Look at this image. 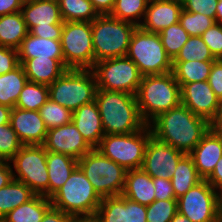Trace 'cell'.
<instances>
[{
	"label": "cell",
	"mask_w": 222,
	"mask_h": 222,
	"mask_svg": "<svg viewBox=\"0 0 222 222\" xmlns=\"http://www.w3.org/2000/svg\"><path fill=\"white\" fill-rule=\"evenodd\" d=\"M152 135L179 151L189 154L210 129V123L180 103L159 114L149 124Z\"/></svg>",
	"instance_id": "1"
},
{
	"label": "cell",
	"mask_w": 222,
	"mask_h": 222,
	"mask_svg": "<svg viewBox=\"0 0 222 222\" xmlns=\"http://www.w3.org/2000/svg\"><path fill=\"white\" fill-rule=\"evenodd\" d=\"M95 102L105 135L135 133L146 125L140 116L136 95L97 89Z\"/></svg>",
	"instance_id": "2"
},
{
	"label": "cell",
	"mask_w": 222,
	"mask_h": 222,
	"mask_svg": "<svg viewBox=\"0 0 222 222\" xmlns=\"http://www.w3.org/2000/svg\"><path fill=\"white\" fill-rule=\"evenodd\" d=\"M136 100L142 120L149 124L159 114L181 103L180 85L173 72L142 76Z\"/></svg>",
	"instance_id": "3"
},
{
	"label": "cell",
	"mask_w": 222,
	"mask_h": 222,
	"mask_svg": "<svg viewBox=\"0 0 222 222\" xmlns=\"http://www.w3.org/2000/svg\"><path fill=\"white\" fill-rule=\"evenodd\" d=\"M137 26L109 14L99 15L91 22L95 63L127 55L130 40Z\"/></svg>",
	"instance_id": "4"
},
{
	"label": "cell",
	"mask_w": 222,
	"mask_h": 222,
	"mask_svg": "<svg viewBox=\"0 0 222 222\" xmlns=\"http://www.w3.org/2000/svg\"><path fill=\"white\" fill-rule=\"evenodd\" d=\"M48 88L49 98L71 112L95 101L98 89L92 69H67Z\"/></svg>",
	"instance_id": "5"
},
{
	"label": "cell",
	"mask_w": 222,
	"mask_h": 222,
	"mask_svg": "<svg viewBox=\"0 0 222 222\" xmlns=\"http://www.w3.org/2000/svg\"><path fill=\"white\" fill-rule=\"evenodd\" d=\"M50 201L52 207L73 217L96 213L102 198L77 166L68 180L50 198Z\"/></svg>",
	"instance_id": "6"
},
{
	"label": "cell",
	"mask_w": 222,
	"mask_h": 222,
	"mask_svg": "<svg viewBox=\"0 0 222 222\" xmlns=\"http://www.w3.org/2000/svg\"><path fill=\"white\" fill-rule=\"evenodd\" d=\"M78 166L101 198L122 195L127 170L96 148L80 158Z\"/></svg>",
	"instance_id": "7"
},
{
	"label": "cell",
	"mask_w": 222,
	"mask_h": 222,
	"mask_svg": "<svg viewBox=\"0 0 222 222\" xmlns=\"http://www.w3.org/2000/svg\"><path fill=\"white\" fill-rule=\"evenodd\" d=\"M138 67L142 76L172 72L173 61L167 55L159 33H150L137 27L132 34L126 55Z\"/></svg>",
	"instance_id": "8"
},
{
	"label": "cell",
	"mask_w": 222,
	"mask_h": 222,
	"mask_svg": "<svg viewBox=\"0 0 222 222\" xmlns=\"http://www.w3.org/2000/svg\"><path fill=\"white\" fill-rule=\"evenodd\" d=\"M151 136V129L146 124L135 133L104 135L96 149L126 170H133L142 167L145 149Z\"/></svg>",
	"instance_id": "9"
},
{
	"label": "cell",
	"mask_w": 222,
	"mask_h": 222,
	"mask_svg": "<svg viewBox=\"0 0 222 222\" xmlns=\"http://www.w3.org/2000/svg\"><path fill=\"white\" fill-rule=\"evenodd\" d=\"M47 151L43 145H23L10 160L13 178L23 182L36 195L49 198Z\"/></svg>",
	"instance_id": "10"
},
{
	"label": "cell",
	"mask_w": 222,
	"mask_h": 222,
	"mask_svg": "<svg viewBox=\"0 0 222 222\" xmlns=\"http://www.w3.org/2000/svg\"><path fill=\"white\" fill-rule=\"evenodd\" d=\"M97 88L136 95L142 75L127 56L98 61L92 68Z\"/></svg>",
	"instance_id": "11"
},
{
	"label": "cell",
	"mask_w": 222,
	"mask_h": 222,
	"mask_svg": "<svg viewBox=\"0 0 222 222\" xmlns=\"http://www.w3.org/2000/svg\"><path fill=\"white\" fill-rule=\"evenodd\" d=\"M61 47L68 69H92L95 55L91 22H64Z\"/></svg>",
	"instance_id": "12"
},
{
	"label": "cell",
	"mask_w": 222,
	"mask_h": 222,
	"mask_svg": "<svg viewBox=\"0 0 222 222\" xmlns=\"http://www.w3.org/2000/svg\"><path fill=\"white\" fill-rule=\"evenodd\" d=\"M222 196L203 180L177 199L178 212L191 222H217Z\"/></svg>",
	"instance_id": "13"
},
{
	"label": "cell",
	"mask_w": 222,
	"mask_h": 222,
	"mask_svg": "<svg viewBox=\"0 0 222 222\" xmlns=\"http://www.w3.org/2000/svg\"><path fill=\"white\" fill-rule=\"evenodd\" d=\"M184 152L164 143L153 135L145 149L142 169L152 178L171 179Z\"/></svg>",
	"instance_id": "14"
},
{
	"label": "cell",
	"mask_w": 222,
	"mask_h": 222,
	"mask_svg": "<svg viewBox=\"0 0 222 222\" xmlns=\"http://www.w3.org/2000/svg\"><path fill=\"white\" fill-rule=\"evenodd\" d=\"M43 146L46 151L65 154L76 160L92 149L72 121L63 126L48 129Z\"/></svg>",
	"instance_id": "15"
},
{
	"label": "cell",
	"mask_w": 222,
	"mask_h": 222,
	"mask_svg": "<svg viewBox=\"0 0 222 222\" xmlns=\"http://www.w3.org/2000/svg\"><path fill=\"white\" fill-rule=\"evenodd\" d=\"M181 103L196 116L209 123L216 116L220 100L215 96L208 81L183 84L180 87Z\"/></svg>",
	"instance_id": "16"
},
{
	"label": "cell",
	"mask_w": 222,
	"mask_h": 222,
	"mask_svg": "<svg viewBox=\"0 0 222 222\" xmlns=\"http://www.w3.org/2000/svg\"><path fill=\"white\" fill-rule=\"evenodd\" d=\"M10 125L23 145H43L48 132L39 111L14 107Z\"/></svg>",
	"instance_id": "17"
},
{
	"label": "cell",
	"mask_w": 222,
	"mask_h": 222,
	"mask_svg": "<svg viewBox=\"0 0 222 222\" xmlns=\"http://www.w3.org/2000/svg\"><path fill=\"white\" fill-rule=\"evenodd\" d=\"M182 9L181 0H150L139 27L146 32L160 33L179 22Z\"/></svg>",
	"instance_id": "18"
},
{
	"label": "cell",
	"mask_w": 222,
	"mask_h": 222,
	"mask_svg": "<svg viewBox=\"0 0 222 222\" xmlns=\"http://www.w3.org/2000/svg\"><path fill=\"white\" fill-rule=\"evenodd\" d=\"M189 155L200 176L206 180L222 157V136L209 129Z\"/></svg>",
	"instance_id": "19"
},
{
	"label": "cell",
	"mask_w": 222,
	"mask_h": 222,
	"mask_svg": "<svg viewBox=\"0 0 222 222\" xmlns=\"http://www.w3.org/2000/svg\"><path fill=\"white\" fill-rule=\"evenodd\" d=\"M21 12L28 31L32 28L50 27V24H64L56 0H34L23 3Z\"/></svg>",
	"instance_id": "20"
},
{
	"label": "cell",
	"mask_w": 222,
	"mask_h": 222,
	"mask_svg": "<svg viewBox=\"0 0 222 222\" xmlns=\"http://www.w3.org/2000/svg\"><path fill=\"white\" fill-rule=\"evenodd\" d=\"M72 122L92 148H96L100 144L105 134L95 101L84 104L72 112Z\"/></svg>",
	"instance_id": "21"
},
{
	"label": "cell",
	"mask_w": 222,
	"mask_h": 222,
	"mask_svg": "<svg viewBox=\"0 0 222 222\" xmlns=\"http://www.w3.org/2000/svg\"><path fill=\"white\" fill-rule=\"evenodd\" d=\"M122 196L142 205H150L155 201L153 178L142 168L127 170Z\"/></svg>",
	"instance_id": "22"
},
{
	"label": "cell",
	"mask_w": 222,
	"mask_h": 222,
	"mask_svg": "<svg viewBox=\"0 0 222 222\" xmlns=\"http://www.w3.org/2000/svg\"><path fill=\"white\" fill-rule=\"evenodd\" d=\"M17 51L20 64H23L27 59L36 57L64 59L61 40L40 38L30 32L23 39Z\"/></svg>",
	"instance_id": "23"
},
{
	"label": "cell",
	"mask_w": 222,
	"mask_h": 222,
	"mask_svg": "<svg viewBox=\"0 0 222 222\" xmlns=\"http://www.w3.org/2000/svg\"><path fill=\"white\" fill-rule=\"evenodd\" d=\"M28 81L49 86L68 68L64 59L32 58L22 64Z\"/></svg>",
	"instance_id": "24"
},
{
	"label": "cell",
	"mask_w": 222,
	"mask_h": 222,
	"mask_svg": "<svg viewBox=\"0 0 222 222\" xmlns=\"http://www.w3.org/2000/svg\"><path fill=\"white\" fill-rule=\"evenodd\" d=\"M46 163L49 177V198H51L78 166V160L65 154L47 151Z\"/></svg>",
	"instance_id": "25"
},
{
	"label": "cell",
	"mask_w": 222,
	"mask_h": 222,
	"mask_svg": "<svg viewBox=\"0 0 222 222\" xmlns=\"http://www.w3.org/2000/svg\"><path fill=\"white\" fill-rule=\"evenodd\" d=\"M52 207L50 198L35 195L31 200L8 212L2 222H41Z\"/></svg>",
	"instance_id": "26"
},
{
	"label": "cell",
	"mask_w": 222,
	"mask_h": 222,
	"mask_svg": "<svg viewBox=\"0 0 222 222\" xmlns=\"http://www.w3.org/2000/svg\"><path fill=\"white\" fill-rule=\"evenodd\" d=\"M28 33L21 11L0 16V46L18 49Z\"/></svg>",
	"instance_id": "27"
},
{
	"label": "cell",
	"mask_w": 222,
	"mask_h": 222,
	"mask_svg": "<svg viewBox=\"0 0 222 222\" xmlns=\"http://www.w3.org/2000/svg\"><path fill=\"white\" fill-rule=\"evenodd\" d=\"M27 81L22 64L0 75V104L13 109Z\"/></svg>",
	"instance_id": "28"
},
{
	"label": "cell",
	"mask_w": 222,
	"mask_h": 222,
	"mask_svg": "<svg viewBox=\"0 0 222 222\" xmlns=\"http://www.w3.org/2000/svg\"><path fill=\"white\" fill-rule=\"evenodd\" d=\"M203 180L189 154H185L179 160L175 172L170 179L176 199Z\"/></svg>",
	"instance_id": "29"
},
{
	"label": "cell",
	"mask_w": 222,
	"mask_h": 222,
	"mask_svg": "<svg viewBox=\"0 0 222 222\" xmlns=\"http://www.w3.org/2000/svg\"><path fill=\"white\" fill-rule=\"evenodd\" d=\"M36 194L23 182L13 179L8 185L0 188V220L4 216L31 200Z\"/></svg>",
	"instance_id": "30"
},
{
	"label": "cell",
	"mask_w": 222,
	"mask_h": 222,
	"mask_svg": "<svg viewBox=\"0 0 222 222\" xmlns=\"http://www.w3.org/2000/svg\"><path fill=\"white\" fill-rule=\"evenodd\" d=\"M214 61H173L172 72L180 87L183 84L208 81Z\"/></svg>",
	"instance_id": "31"
},
{
	"label": "cell",
	"mask_w": 222,
	"mask_h": 222,
	"mask_svg": "<svg viewBox=\"0 0 222 222\" xmlns=\"http://www.w3.org/2000/svg\"><path fill=\"white\" fill-rule=\"evenodd\" d=\"M64 22H92L99 16L90 0H58Z\"/></svg>",
	"instance_id": "32"
},
{
	"label": "cell",
	"mask_w": 222,
	"mask_h": 222,
	"mask_svg": "<svg viewBox=\"0 0 222 222\" xmlns=\"http://www.w3.org/2000/svg\"><path fill=\"white\" fill-rule=\"evenodd\" d=\"M150 0H115L110 16L139 27Z\"/></svg>",
	"instance_id": "33"
},
{
	"label": "cell",
	"mask_w": 222,
	"mask_h": 222,
	"mask_svg": "<svg viewBox=\"0 0 222 222\" xmlns=\"http://www.w3.org/2000/svg\"><path fill=\"white\" fill-rule=\"evenodd\" d=\"M49 99V88L47 85L27 81L20 92L15 107L23 110L39 111Z\"/></svg>",
	"instance_id": "34"
},
{
	"label": "cell",
	"mask_w": 222,
	"mask_h": 222,
	"mask_svg": "<svg viewBox=\"0 0 222 222\" xmlns=\"http://www.w3.org/2000/svg\"><path fill=\"white\" fill-rule=\"evenodd\" d=\"M96 213L102 222H128V199L122 195L102 198Z\"/></svg>",
	"instance_id": "35"
},
{
	"label": "cell",
	"mask_w": 222,
	"mask_h": 222,
	"mask_svg": "<svg viewBox=\"0 0 222 222\" xmlns=\"http://www.w3.org/2000/svg\"><path fill=\"white\" fill-rule=\"evenodd\" d=\"M159 37L167 55L173 61L179 54L182 46L188 41L190 35L178 22L161 31Z\"/></svg>",
	"instance_id": "36"
},
{
	"label": "cell",
	"mask_w": 222,
	"mask_h": 222,
	"mask_svg": "<svg viewBox=\"0 0 222 222\" xmlns=\"http://www.w3.org/2000/svg\"><path fill=\"white\" fill-rule=\"evenodd\" d=\"M215 61L209 47L201 36H190L173 61Z\"/></svg>",
	"instance_id": "37"
},
{
	"label": "cell",
	"mask_w": 222,
	"mask_h": 222,
	"mask_svg": "<svg viewBox=\"0 0 222 222\" xmlns=\"http://www.w3.org/2000/svg\"><path fill=\"white\" fill-rule=\"evenodd\" d=\"M39 114L47 129L63 126L72 121V112L50 98L39 109Z\"/></svg>",
	"instance_id": "38"
},
{
	"label": "cell",
	"mask_w": 222,
	"mask_h": 222,
	"mask_svg": "<svg viewBox=\"0 0 222 222\" xmlns=\"http://www.w3.org/2000/svg\"><path fill=\"white\" fill-rule=\"evenodd\" d=\"M215 19L200 13L180 12L179 23L190 36H201L214 23Z\"/></svg>",
	"instance_id": "39"
},
{
	"label": "cell",
	"mask_w": 222,
	"mask_h": 222,
	"mask_svg": "<svg viewBox=\"0 0 222 222\" xmlns=\"http://www.w3.org/2000/svg\"><path fill=\"white\" fill-rule=\"evenodd\" d=\"M146 209L147 222H170L178 212L177 200H155Z\"/></svg>",
	"instance_id": "40"
},
{
	"label": "cell",
	"mask_w": 222,
	"mask_h": 222,
	"mask_svg": "<svg viewBox=\"0 0 222 222\" xmlns=\"http://www.w3.org/2000/svg\"><path fill=\"white\" fill-rule=\"evenodd\" d=\"M22 146L10 123L0 125V160L10 161Z\"/></svg>",
	"instance_id": "41"
},
{
	"label": "cell",
	"mask_w": 222,
	"mask_h": 222,
	"mask_svg": "<svg viewBox=\"0 0 222 222\" xmlns=\"http://www.w3.org/2000/svg\"><path fill=\"white\" fill-rule=\"evenodd\" d=\"M201 38L209 47L214 58L222 59V23L215 22L201 35Z\"/></svg>",
	"instance_id": "42"
},
{
	"label": "cell",
	"mask_w": 222,
	"mask_h": 222,
	"mask_svg": "<svg viewBox=\"0 0 222 222\" xmlns=\"http://www.w3.org/2000/svg\"><path fill=\"white\" fill-rule=\"evenodd\" d=\"M182 8L188 12L204 14L212 19L216 17L219 0H181Z\"/></svg>",
	"instance_id": "43"
},
{
	"label": "cell",
	"mask_w": 222,
	"mask_h": 222,
	"mask_svg": "<svg viewBox=\"0 0 222 222\" xmlns=\"http://www.w3.org/2000/svg\"><path fill=\"white\" fill-rule=\"evenodd\" d=\"M19 64L17 49L0 46V75L12 71Z\"/></svg>",
	"instance_id": "44"
},
{
	"label": "cell",
	"mask_w": 222,
	"mask_h": 222,
	"mask_svg": "<svg viewBox=\"0 0 222 222\" xmlns=\"http://www.w3.org/2000/svg\"><path fill=\"white\" fill-rule=\"evenodd\" d=\"M209 85L215 96L222 101V59L215 60L208 78Z\"/></svg>",
	"instance_id": "45"
},
{
	"label": "cell",
	"mask_w": 222,
	"mask_h": 222,
	"mask_svg": "<svg viewBox=\"0 0 222 222\" xmlns=\"http://www.w3.org/2000/svg\"><path fill=\"white\" fill-rule=\"evenodd\" d=\"M155 200H177L170 179L153 178Z\"/></svg>",
	"instance_id": "46"
},
{
	"label": "cell",
	"mask_w": 222,
	"mask_h": 222,
	"mask_svg": "<svg viewBox=\"0 0 222 222\" xmlns=\"http://www.w3.org/2000/svg\"><path fill=\"white\" fill-rule=\"evenodd\" d=\"M64 24H50V27L32 28L29 32L40 38L61 40Z\"/></svg>",
	"instance_id": "47"
},
{
	"label": "cell",
	"mask_w": 222,
	"mask_h": 222,
	"mask_svg": "<svg viewBox=\"0 0 222 222\" xmlns=\"http://www.w3.org/2000/svg\"><path fill=\"white\" fill-rule=\"evenodd\" d=\"M128 222H147L146 205L128 199Z\"/></svg>",
	"instance_id": "48"
},
{
	"label": "cell",
	"mask_w": 222,
	"mask_h": 222,
	"mask_svg": "<svg viewBox=\"0 0 222 222\" xmlns=\"http://www.w3.org/2000/svg\"><path fill=\"white\" fill-rule=\"evenodd\" d=\"M72 216L62 210L51 207L41 222H71Z\"/></svg>",
	"instance_id": "49"
},
{
	"label": "cell",
	"mask_w": 222,
	"mask_h": 222,
	"mask_svg": "<svg viewBox=\"0 0 222 222\" xmlns=\"http://www.w3.org/2000/svg\"><path fill=\"white\" fill-rule=\"evenodd\" d=\"M206 180L222 196V157L216 163L215 169Z\"/></svg>",
	"instance_id": "50"
},
{
	"label": "cell",
	"mask_w": 222,
	"mask_h": 222,
	"mask_svg": "<svg viewBox=\"0 0 222 222\" xmlns=\"http://www.w3.org/2000/svg\"><path fill=\"white\" fill-rule=\"evenodd\" d=\"M12 170L10 161L0 160V188L8 185L14 179Z\"/></svg>",
	"instance_id": "51"
},
{
	"label": "cell",
	"mask_w": 222,
	"mask_h": 222,
	"mask_svg": "<svg viewBox=\"0 0 222 222\" xmlns=\"http://www.w3.org/2000/svg\"><path fill=\"white\" fill-rule=\"evenodd\" d=\"M22 6L21 0H0V16L20 12Z\"/></svg>",
	"instance_id": "52"
},
{
	"label": "cell",
	"mask_w": 222,
	"mask_h": 222,
	"mask_svg": "<svg viewBox=\"0 0 222 222\" xmlns=\"http://www.w3.org/2000/svg\"><path fill=\"white\" fill-rule=\"evenodd\" d=\"M99 15L110 14L113 10L115 0H90Z\"/></svg>",
	"instance_id": "53"
},
{
	"label": "cell",
	"mask_w": 222,
	"mask_h": 222,
	"mask_svg": "<svg viewBox=\"0 0 222 222\" xmlns=\"http://www.w3.org/2000/svg\"><path fill=\"white\" fill-rule=\"evenodd\" d=\"M210 129L217 135L222 136V101L220 102L216 116L210 122Z\"/></svg>",
	"instance_id": "54"
},
{
	"label": "cell",
	"mask_w": 222,
	"mask_h": 222,
	"mask_svg": "<svg viewBox=\"0 0 222 222\" xmlns=\"http://www.w3.org/2000/svg\"><path fill=\"white\" fill-rule=\"evenodd\" d=\"M71 222H102L97 213L73 216Z\"/></svg>",
	"instance_id": "55"
},
{
	"label": "cell",
	"mask_w": 222,
	"mask_h": 222,
	"mask_svg": "<svg viewBox=\"0 0 222 222\" xmlns=\"http://www.w3.org/2000/svg\"><path fill=\"white\" fill-rule=\"evenodd\" d=\"M12 108L0 104V125L10 123V113Z\"/></svg>",
	"instance_id": "56"
},
{
	"label": "cell",
	"mask_w": 222,
	"mask_h": 222,
	"mask_svg": "<svg viewBox=\"0 0 222 222\" xmlns=\"http://www.w3.org/2000/svg\"><path fill=\"white\" fill-rule=\"evenodd\" d=\"M215 21L222 23V0H219L217 8H216V17Z\"/></svg>",
	"instance_id": "57"
},
{
	"label": "cell",
	"mask_w": 222,
	"mask_h": 222,
	"mask_svg": "<svg viewBox=\"0 0 222 222\" xmlns=\"http://www.w3.org/2000/svg\"><path fill=\"white\" fill-rule=\"evenodd\" d=\"M170 222H191L185 215L177 212Z\"/></svg>",
	"instance_id": "58"
},
{
	"label": "cell",
	"mask_w": 222,
	"mask_h": 222,
	"mask_svg": "<svg viewBox=\"0 0 222 222\" xmlns=\"http://www.w3.org/2000/svg\"><path fill=\"white\" fill-rule=\"evenodd\" d=\"M217 222H222V198L218 208Z\"/></svg>",
	"instance_id": "59"
},
{
	"label": "cell",
	"mask_w": 222,
	"mask_h": 222,
	"mask_svg": "<svg viewBox=\"0 0 222 222\" xmlns=\"http://www.w3.org/2000/svg\"><path fill=\"white\" fill-rule=\"evenodd\" d=\"M23 3H26V2H31V1H34V0H21Z\"/></svg>",
	"instance_id": "60"
}]
</instances>
